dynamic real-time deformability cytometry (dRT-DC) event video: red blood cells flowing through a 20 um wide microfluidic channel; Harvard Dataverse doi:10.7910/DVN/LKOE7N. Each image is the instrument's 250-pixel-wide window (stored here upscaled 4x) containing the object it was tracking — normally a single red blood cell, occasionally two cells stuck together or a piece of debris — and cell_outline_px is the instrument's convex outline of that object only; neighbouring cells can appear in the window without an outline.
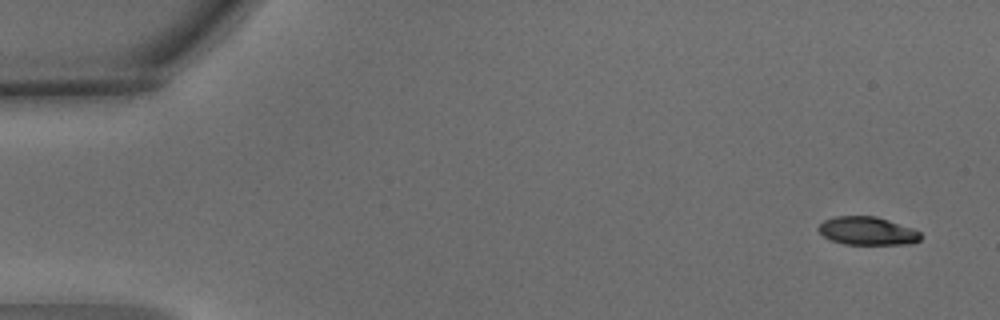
{"species": "common noctule bat (a hibernating species)", "species_latin": "Nyctalus noctula", "temperature_condition": "warm", "stored_images_in_passage": 3, "segment_of_instrument_passage": [2, 2], "camera_frame_rate_fps": 3000, "um_per_image_px": 0.085, "animal": {"sex": "male", "body_mass_g": 15.6}, "frame": {"image": 1, "passage_image": 3, "time_ms": 0.667, "image_size_px": [1000, 320], "cell_outline_px": [[920, 240], [912, 244], [844, 244], [832, 240], [824, 236], [816, 228], [824, 220], [836, 216], [876, 216], [912, 228], [920, 232]], "centroid_in_image_um": [73.72, 19.63], "position_along_channel_um": 11.3, "area_um2": 16.7}}